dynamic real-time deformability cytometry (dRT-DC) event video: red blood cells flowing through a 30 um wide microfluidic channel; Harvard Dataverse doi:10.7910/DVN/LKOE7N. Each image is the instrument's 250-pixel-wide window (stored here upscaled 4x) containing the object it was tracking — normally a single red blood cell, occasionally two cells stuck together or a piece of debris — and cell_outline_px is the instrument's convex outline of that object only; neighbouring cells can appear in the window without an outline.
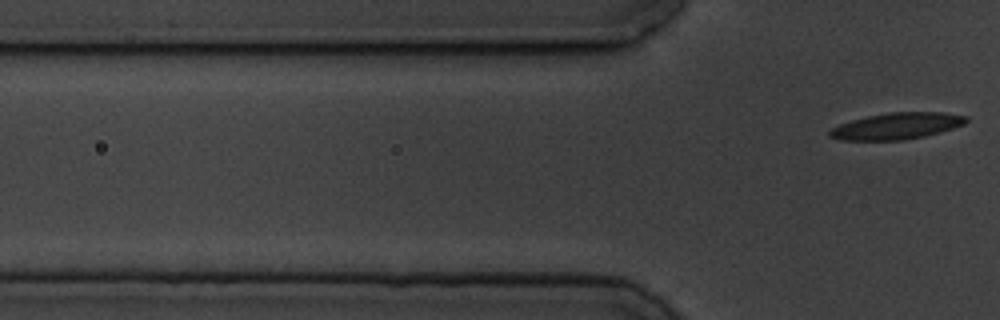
{"species": "common noctule bat (a hibernating species)", "species_latin": "Nyctalus noctula", "temperature_condition": "cold", "stored_images_in_passage": 8, "segment_of_instrument_passage": [2, 2], "camera_frame_rate_fps": 3000, "um_per_image_px": 0.085, "animal": {"sex": "male", "body_mass_g": 19.5, "forearm_length_mm": 54.6}, "frame": {"image": 1, "passage_image": 8, "time_ms": 8.0, "image_size_px": [1000, 320], "cell_outline_px": [[968, 120], [964, 124], [940, 132], [924, 136], [904, 140], [840, 140], [828, 136], [828, 132], [832, 128], [840, 124], [852, 120], [868, 116], [888, 112], [944, 112], [968, 116]], "centroid_in_image_um": [76.23, 10.71], "position_along_channel_um": 49.6, "area_um2": 21.04}}